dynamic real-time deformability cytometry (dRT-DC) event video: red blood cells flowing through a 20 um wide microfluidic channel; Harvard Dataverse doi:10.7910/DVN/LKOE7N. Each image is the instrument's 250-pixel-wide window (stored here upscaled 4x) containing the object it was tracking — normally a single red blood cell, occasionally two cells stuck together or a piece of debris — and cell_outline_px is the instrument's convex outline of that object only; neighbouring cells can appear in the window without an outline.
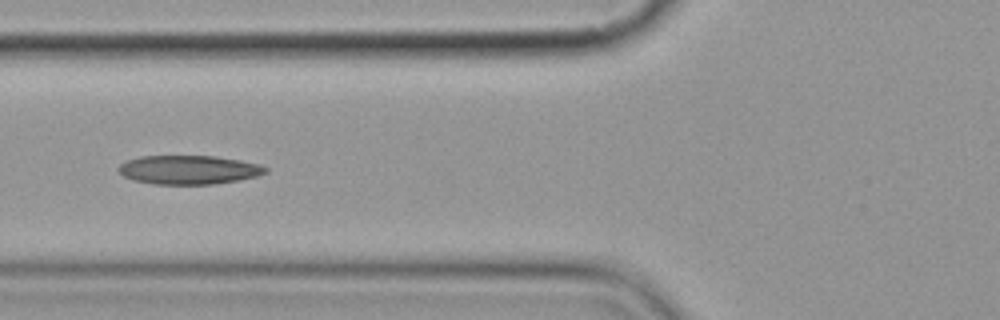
{"species": "common noctule bat (a hibernating species)", "species_latin": "Nyctalus noctula", "temperature_condition": "cold", "stored_images_in_passage": 18, "camera_frame_rate_fps": 3000, "um_per_image_px": 0.085, "animal": {"sex": "female", "body_mass_g": 19.9}, "frame": {"image": 1, "passage_image": 8, "time_ms": 9.333, "image_size_px": [1000, 320], "cell_outline_px": [[268, 172], [256, 176], [216, 184], [152, 184], [132, 180], [124, 176], [116, 168], [120, 164], [128, 160], [140, 156], [216, 156], [240, 160], [260, 164], [268, 168]], "centroid_in_image_um": [16.04, 14.43], "position_along_channel_um": 109.8, "area_um2": 24.8}}
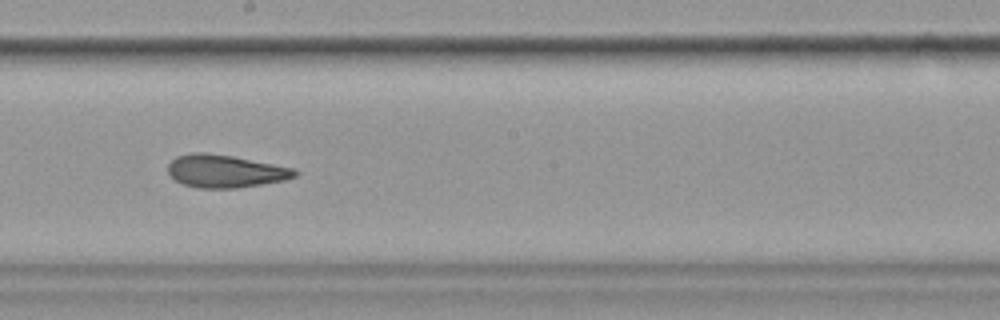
{"frame": {"image": 2, "passage_image": 11, "time_ms": 12.667, "image_size_px": [1000, 320], "cell_outline_px": [[300, 172], [296, 176], [284, 180], [236, 188], [200, 188], [180, 184], [168, 176], [168, 164], [176, 156], [192, 152], [204, 152], [232, 156], [296, 168]], "centroid_in_image_um": [19.12, 14.55], "position_along_channel_um": 229.1, "area_um2": 24.45}}
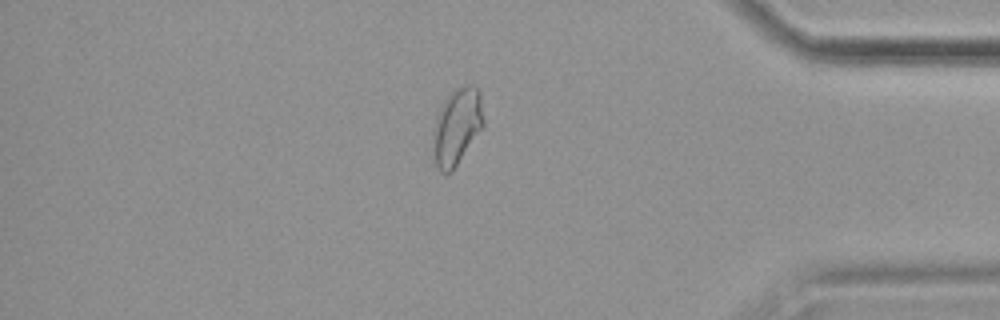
{"frame": {"image": 3, "passage_image": 18, "time_ms": 21.667, "image_size_px": [1000, 320], "cell_outline_px": [[484, 124], [452, 172], [440, 172], [432, 164], [432, 128], [440, 104], [456, 88], [468, 84], [472, 84], [480, 92], [484, 120]], "centroid_in_image_um": [38.77, 10.78], "position_along_channel_um": 396.4, "area_um2": 23.0}, "authors_computed_cell_mechanics": {"area_um2": 24.4783, "velocity_mm_per_s": 3.5865, "shape_relaxation_time_tau1_ms": 8.5752, "shape_relaxation_time_tau2_ms": 2.2319, "deformation_change_tau1": 0.2094, "deformation_change_tau2": 0.0962}}